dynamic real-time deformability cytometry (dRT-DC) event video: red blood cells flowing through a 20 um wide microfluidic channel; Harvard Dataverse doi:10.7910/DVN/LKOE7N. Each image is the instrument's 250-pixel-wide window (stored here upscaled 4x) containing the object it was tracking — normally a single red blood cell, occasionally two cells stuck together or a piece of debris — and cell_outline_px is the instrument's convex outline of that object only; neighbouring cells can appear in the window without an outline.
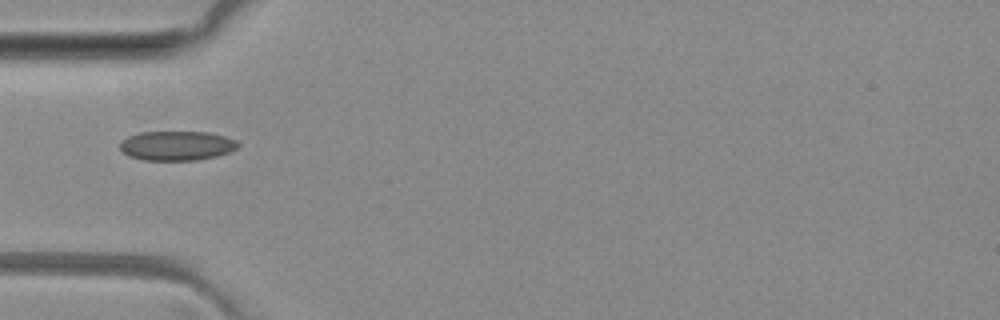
{"species": "common noctule bat (a hibernating species)", "species_latin": "Nyctalus noctula", "temperature_condition": "room temperature", "stored_images_in_passage": 1, "camera_frame_rate_fps": 3000, "um_per_image_px": 0.085, "animal": {"sex": "female", "body_mass_g": 29.2, "forearm_length_mm": 56.3}, "frame": {"image": 1, "passage_image": 1, "time_ms": 0.0, "image_size_px": [1000, 320], "cell_outline_px": [[240, 144], [236, 148], [228, 152], [216, 156], [196, 160], [144, 160], [128, 156], [120, 148], [120, 140], [128, 136], [140, 132], [208, 132], [224, 136], [236, 140]], "centroid_in_image_um": [15.0, 12.38], "position_along_channel_um": 70.0, "area_um2": 20.23}}